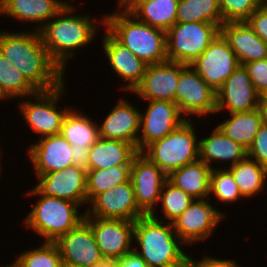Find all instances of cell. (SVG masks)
<instances>
[{
    "mask_svg": "<svg viewBox=\"0 0 267 267\" xmlns=\"http://www.w3.org/2000/svg\"><path fill=\"white\" fill-rule=\"evenodd\" d=\"M31 29L19 32L0 29V53L37 91L52 90L65 81V74L50 58L40 32Z\"/></svg>",
    "mask_w": 267,
    "mask_h": 267,
    "instance_id": "6da1fadb",
    "label": "cell"
},
{
    "mask_svg": "<svg viewBox=\"0 0 267 267\" xmlns=\"http://www.w3.org/2000/svg\"><path fill=\"white\" fill-rule=\"evenodd\" d=\"M76 8L74 5H65L39 30L50 58L64 74L66 65H69V59L71 62V58H74L79 48H86L94 42L98 36L96 34L99 33L98 27L104 25L102 18L97 20V17L94 18L92 15L90 17L86 13L81 15L76 12L75 14Z\"/></svg>",
    "mask_w": 267,
    "mask_h": 267,
    "instance_id": "7a4b0ae2",
    "label": "cell"
},
{
    "mask_svg": "<svg viewBox=\"0 0 267 267\" xmlns=\"http://www.w3.org/2000/svg\"><path fill=\"white\" fill-rule=\"evenodd\" d=\"M156 214L158 211L134 221L133 246L139 248L133 250L147 267H188L190 256L182 250L186 244L175 233L173 224Z\"/></svg>",
    "mask_w": 267,
    "mask_h": 267,
    "instance_id": "3957f363",
    "label": "cell"
},
{
    "mask_svg": "<svg viewBox=\"0 0 267 267\" xmlns=\"http://www.w3.org/2000/svg\"><path fill=\"white\" fill-rule=\"evenodd\" d=\"M117 3L118 11L102 15L103 27L147 65L167 61L166 31L139 21Z\"/></svg>",
    "mask_w": 267,
    "mask_h": 267,
    "instance_id": "277c9868",
    "label": "cell"
},
{
    "mask_svg": "<svg viewBox=\"0 0 267 267\" xmlns=\"http://www.w3.org/2000/svg\"><path fill=\"white\" fill-rule=\"evenodd\" d=\"M25 194L40 198L24 217V227L31 228L44 242H56L85 218V212L81 214L80 205L73 201L41 195L34 187Z\"/></svg>",
    "mask_w": 267,
    "mask_h": 267,
    "instance_id": "5b68a950",
    "label": "cell"
},
{
    "mask_svg": "<svg viewBox=\"0 0 267 267\" xmlns=\"http://www.w3.org/2000/svg\"><path fill=\"white\" fill-rule=\"evenodd\" d=\"M194 126L196 124L187 119L168 135L148 145L141 153L168 176L172 171L199 159L200 139Z\"/></svg>",
    "mask_w": 267,
    "mask_h": 267,
    "instance_id": "8992f818",
    "label": "cell"
},
{
    "mask_svg": "<svg viewBox=\"0 0 267 267\" xmlns=\"http://www.w3.org/2000/svg\"><path fill=\"white\" fill-rule=\"evenodd\" d=\"M65 81L52 90L37 91L35 94L22 98L18 107L26 126L38 139L60 134L62 123L72 107H59L61 98H65ZM30 97V98H29ZM26 99V100H24ZM34 99V100H32ZM36 99V100H35Z\"/></svg>",
    "mask_w": 267,
    "mask_h": 267,
    "instance_id": "52a82bcc",
    "label": "cell"
},
{
    "mask_svg": "<svg viewBox=\"0 0 267 267\" xmlns=\"http://www.w3.org/2000/svg\"><path fill=\"white\" fill-rule=\"evenodd\" d=\"M220 33L217 24L188 22L175 23L166 32L168 61L190 65Z\"/></svg>",
    "mask_w": 267,
    "mask_h": 267,
    "instance_id": "ba28073f",
    "label": "cell"
},
{
    "mask_svg": "<svg viewBox=\"0 0 267 267\" xmlns=\"http://www.w3.org/2000/svg\"><path fill=\"white\" fill-rule=\"evenodd\" d=\"M216 95L191 65L179 63L176 105L186 119L216 114Z\"/></svg>",
    "mask_w": 267,
    "mask_h": 267,
    "instance_id": "9c48e42d",
    "label": "cell"
},
{
    "mask_svg": "<svg viewBox=\"0 0 267 267\" xmlns=\"http://www.w3.org/2000/svg\"><path fill=\"white\" fill-rule=\"evenodd\" d=\"M226 215L222 210L219 211L209 198L194 199L172 224L175 233L186 246H192L210 239Z\"/></svg>",
    "mask_w": 267,
    "mask_h": 267,
    "instance_id": "30bf717a",
    "label": "cell"
},
{
    "mask_svg": "<svg viewBox=\"0 0 267 267\" xmlns=\"http://www.w3.org/2000/svg\"><path fill=\"white\" fill-rule=\"evenodd\" d=\"M190 65L217 92L224 81L241 64L227 40L219 33L207 49Z\"/></svg>",
    "mask_w": 267,
    "mask_h": 267,
    "instance_id": "8fae6325",
    "label": "cell"
},
{
    "mask_svg": "<svg viewBox=\"0 0 267 267\" xmlns=\"http://www.w3.org/2000/svg\"><path fill=\"white\" fill-rule=\"evenodd\" d=\"M145 102H148L146 111L143 110L144 113L140 112L138 152H142L154 141L162 139L187 120L174 102L160 100Z\"/></svg>",
    "mask_w": 267,
    "mask_h": 267,
    "instance_id": "7c38bea8",
    "label": "cell"
},
{
    "mask_svg": "<svg viewBox=\"0 0 267 267\" xmlns=\"http://www.w3.org/2000/svg\"><path fill=\"white\" fill-rule=\"evenodd\" d=\"M88 206L85 217L135 221L145 215L136 204L131 180L96 195Z\"/></svg>",
    "mask_w": 267,
    "mask_h": 267,
    "instance_id": "4fadbf2b",
    "label": "cell"
},
{
    "mask_svg": "<svg viewBox=\"0 0 267 267\" xmlns=\"http://www.w3.org/2000/svg\"><path fill=\"white\" fill-rule=\"evenodd\" d=\"M168 176L139 152L131 163L134 196L139 209L145 214L156 213L160 193Z\"/></svg>",
    "mask_w": 267,
    "mask_h": 267,
    "instance_id": "5bb4252c",
    "label": "cell"
},
{
    "mask_svg": "<svg viewBox=\"0 0 267 267\" xmlns=\"http://www.w3.org/2000/svg\"><path fill=\"white\" fill-rule=\"evenodd\" d=\"M261 95L243 65H240L223 83L216 95V114L249 112L259 108Z\"/></svg>",
    "mask_w": 267,
    "mask_h": 267,
    "instance_id": "9a60e30c",
    "label": "cell"
},
{
    "mask_svg": "<svg viewBox=\"0 0 267 267\" xmlns=\"http://www.w3.org/2000/svg\"><path fill=\"white\" fill-rule=\"evenodd\" d=\"M36 180L34 188L41 195L73 201L81 209L87 204V171L76 165L37 176Z\"/></svg>",
    "mask_w": 267,
    "mask_h": 267,
    "instance_id": "2e32d148",
    "label": "cell"
},
{
    "mask_svg": "<svg viewBox=\"0 0 267 267\" xmlns=\"http://www.w3.org/2000/svg\"><path fill=\"white\" fill-rule=\"evenodd\" d=\"M103 256L121 258L133 251L134 221L85 217Z\"/></svg>",
    "mask_w": 267,
    "mask_h": 267,
    "instance_id": "e0dca14e",
    "label": "cell"
},
{
    "mask_svg": "<svg viewBox=\"0 0 267 267\" xmlns=\"http://www.w3.org/2000/svg\"><path fill=\"white\" fill-rule=\"evenodd\" d=\"M55 243L63 263L93 267L103 256L91 226L85 220L61 236Z\"/></svg>",
    "mask_w": 267,
    "mask_h": 267,
    "instance_id": "ac0fdd59",
    "label": "cell"
},
{
    "mask_svg": "<svg viewBox=\"0 0 267 267\" xmlns=\"http://www.w3.org/2000/svg\"><path fill=\"white\" fill-rule=\"evenodd\" d=\"M105 33L102 39L103 54L108 59L110 69L125 82V85L118 87H122L120 89L123 92L132 93L141 83L148 65L118 42L106 29Z\"/></svg>",
    "mask_w": 267,
    "mask_h": 267,
    "instance_id": "d6986e66",
    "label": "cell"
},
{
    "mask_svg": "<svg viewBox=\"0 0 267 267\" xmlns=\"http://www.w3.org/2000/svg\"><path fill=\"white\" fill-rule=\"evenodd\" d=\"M179 62L165 61L148 65L141 83L131 94L143 101L160 100L176 103Z\"/></svg>",
    "mask_w": 267,
    "mask_h": 267,
    "instance_id": "ffe728a7",
    "label": "cell"
},
{
    "mask_svg": "<svg viewBox=\"0 0 267 267\" xmlns=\"http://www.w3.org/2000/svg\"><path fill=\"white\" fill-rule=\"evenodd\" d=\"M39 140V141H38ZM27 148L35 176L60 171L72 164V145L60 134L43 137Z\"/></svg>",
    "mask_w": 267,
    "mask_h": 267,
    "instance_id": "44dd1931",
    "label": "cell"
},
{
    "mask_svg": "<svg viewBox=\"0 0 267 267\" xmlns=\"http://www.w3.org/2000/svg\"><path fill=\"white\" fill-rule=\"evenodd\" d=\"M139 110L126 98H119L112 110L104 117L101 125L98 124L99 137L121 140L137 148L140 132L141 110Z\"/></svg>",
    "mask_w": 267,
    "mask_h": 267,
    "instance_id": "7402d4cb",
    "label": "cell"
},
{
    "mask_svg": "<svg viewBox=\"0 0 267 267\" xmlns=\"http://www.w3.org/2000/svg\"><path fill=\"white\" fill-rule=\"evenodd\" d=\"M65 5L64 0H0V16L7 15L23 24L36 23L34 30L39 31Z\"/></svg>",
    "mask_w": 267,
    "mask_h": 267,
    "instance_id": "603a6c76",
    "label": "cell"
},
{
    "mask_svg": "<svg viewBox=\"0 0 267 267\" xmlns=\"http://www.w3.org/2000/svg\"><path fill=\"white\" fill-rule=\"evenodd\" d=\"M220 33L235 52L241 65L267 59V43L246 22L223 23Z\"/></svg>",
    "mask_w": 267,
    "mask_h": 267,
    "instance_id": "cb8c5ba5",
    "label": "cell"
},
{
    "mask_svg": "<svg viewBox=\"0 0 267 267\" xmlns=\"http://www.w3.org/2000/svg\"><path fill=\"white\" fill-rule=\"evenodd\" d=\"M246 156L247 150L239 143L226 137L216 126L209 136L200 138L199 159L211 169H215L216 166L213 164L216 165V162L221 165L222 163L229 164L227 167H219L228 168L237 164Z\"/></svg>",
    "mask_w": 267,
    "mask_h": 267,
    "instance_id": "d4e9b609",
    "label": "cell"
},
{
    "mask_svg": "<svg viewBox=\"0 0 267 267\" xmlns=\"http://www.w3.org/2000/svg\"><path fill=\"white\" fill-rule=\"evenodd\" d=\"M139 21L168 31L177 18L179 0H120Z\"/></svg>",
    "mask_w": 267,
    "mask_h": 267,
    "instance_id": "484cf974",
    "label": "cell"
},
{
    "mask_svg": "<svg viewBox=\"0 0 267 267\" xmlns=\"http://www.w3.org/2000/svg\"><path fill=\"white\" fill-rule=\"evenodd\" d=\"M138 153L131 143L99 137L89 149L88 171L112 166H131Z\"/></svg>",
    "mask_w": 267,
    "mask_h": 267,
    "instance_id": "4316f807",
    "label": "cell"
},
{
    "mask_svg": "<svg viewBox=\"0 0 267 267\" xmlns=\"http://www.w3.org/2000/svg\"><path fill=\"white\" fill-rule=\"evenodd\" d=\"M211 168L200 159L172 171L167 180L194 199H206L210 194Z\"/></svg>",
    "mask_w": 267,
    "mask_h": 267,
    "instance_id": "83f0119b",
    "label": "cell"
},
{
    "mask_svg": "<svg viewBox=\"0 0 267 267\" xmlns=\"http://www.w3.org/2000/svg\"><path fill=\"white\" fill-rule=\"evenodd\" d=\"M60 135L74 148L90 149L99 138L98 123L72 107L63 120Z\"/></svg>",
    "mask_w": 267,
    "mask_h": 267,
    "instance_id": "f1b7e54d",
    "label": "cell"
},
{
    "mask_svg": "<svg viewBox=\"0 0 267 267\" xmlns=\"http://www.w3.org/2000/svg\"><path fill=\"white\" fill-rule=\"evenodd\" d=\"M227 119L216 127L226 137L239 143L246 150L250 147L255 138L256 133L259 131L260 126L263 124L262 114L259 108L241 113H230Z\"/></svg>",
    "mask_w": 267,
    "mask_h": 267,
    "instance_id": "f546056e",
    "label": "cell"
},
{
    "mask_svg": "<svg viewBox=\"0 0 267 267\" xmlns=\"http://www.w3.org/2000/svg\"><path fill=\"white\" fill-rule=\"evenodd\" d=\"M238 185L241 195L246 199L262 192L266 193L267 168L258 164L255 160L245 157L237 164L228 168ZM266 191H265V189Z\"/></svg>",
    "mask_w": 267,
    "mask_h": 267,
    "instance_id": "4dcf8cb0",
    "label": "cell"
},
{
    "mask_svg": "<svg viewBox=\"0 0 267 267\" xmlns=\"http://www.w3.org/2000/svg\"><path fill=\"white\" fill-rule=\"evenodd\" d=\"M223 24L219 0H179L176 23Z\"/></svg>",
    "mask_w": 267,
    "mask_h": 267,
    "instance_id": "1f68e13d",
    "label": "cell"
},
{
    "mask_svg": "<svg viewBox=\"0 0 267 267\" xmlns=\"http://www.w3.org/2000/svg\"><path fill=\"white\" fill-rule=\"evenodd\" d=\"M0 91L1 100L22 98L33 95L37 90L22 73L0 53Z\"/></svg>",
    "mask_w": 267,
    "mask_h": 267,
    "instance_id": "d6a6232c",
    "label": "cell"
},
{
    "mask_svg": "<svg viewBox=\"0 0 267 267\" xmlns=\"http://www.w3.org/2000/svg\"><path fill=\"white\" fill-rule=\"evenodd\" d=\"M131 166H112L87 171V205L101 192L130 180Z\"/></svg>",
    "mask_w": 267,
    "mask_h": 267,
    "instance_id": "836d02e7",
    "label": "cell"
},
{
    "mask_svg": "<svg viewBox=\"0 0 267 267\" xmlns=\"http://www.w3.org/2000/svg\"><path fill=\"white\" fill-rule=\"evenodd\" d=\"M214 195L217 202H214V205L219 203H235L241 199H245L238 188V185L234 181L231 171L227 168H215L211 170L210 173V194L209 198Z\"/></svg>",
    "mask_w": 267,
    "mask_h": 267,
    "instance_id": "e575fe53",
    "label": "cell"
},
{
    "mask_svg": "<svg viewBox=\"0 0 267 267\" xmlns=\"http://www.w3.org/2000/svg\"><path fill=\"white\" fill-rule=\"evenodd\" d=\"M193 200L194 198L188 193L176 188L167 180L163 184L158 203L162 208L160 212L164 216L162 221L172 223L189 207Z\"/></svg>",
    "mask_w": 267,
    "mask_h": 267,
    "instance_id": "d590c367",
    "label": "cell"
},
{
    "mask_svg": "<svg viewBox=\"0 0 267 267\" xmlns=\"http://www.w3.org/2000/svg\"><path fill=\"white\" fill-rule=\"evenodd\" d=\"M22 267H61L62 259L55 242H42L33 249L24 250L15 258Z\"/></svg>",
    "mask_w": 267,
    "mask_h": 267,
    "instance_id": "8d00e7d4",
    "label": "cell"
},
{
    "mask_svg": "<svg viewBox=\"0 0 267 267\" xmlns=\"http://www.w3.org/2000/svg\"><path fill=\"white\" fill-rule=\"evenodd\" d=\"M262 5V0H219L223 23L245 22Z\"/></svg>",
    "mask_w": 267,
    "mask_h": 267,
    "instance_id": "74e56055",
    "label": "cell"
},
{
    "mask_svg": "<svg viewBox=\"0 0 267 267\" xmlns=\"http://www.w3.org/2000/svg\"><path fill=\"white\" fill-rule=\"evenodd\" d=\"M247 157L267 168V124H262L252 144L247 149Z\"/></svg>",
    "mask_w": 267,
    "mask_h": 267,
    "instance_id": "f35d334b",
    "label": "cell"
},
{
    "mask_svg": "<svg viewBox=\"0 0 267 267\" xmlns=\"http://www.w3.org/2000/svg\"><path fill=\"white\" fill-rule=\"evenodd\" d=\"M255 87L261 95L267 89V59L251 61L243 64Z\"/></svg>",
    "mask_w": 267,
    "mask_h": 267,
    "instance_id": "ab89813d",
    "label": "cell"
},
{
    "mask_svg": "<svg viewBox=\"0 0 267 267\" xmlns=\"http://www.w3.org/2000/svg\"><path fill=\"white\" fill-rule=\"evenodd\" d=\"M249 27L267 43V8L261 5L245 21Z\"/></svg>",
    "mask_w": 267,
    "mask_h": 267,
    "instance_id": "60d3db41",
    "label": "cell"
},
{
    "mask_svg": "<svg viewBox=\"0 0 267 267\" xmlns=\"http://www.w3.org/2000/svg\"><path fill=\"white\" fill-rule=\"evenodd\" d=\"M188 267H241V265L235 259H221L215 258L213 255H205L199 260L190 256Z\"/></svg>",
    "mask_w": 267,
    "mask_h": 267,
    "instance_id": "b9f144b4",
    "label": "cell"
},
{
    "mask_svg": "<svg viewBox=\"0 0 267 267\" xmlns=\"http://www.w3.org/2000/svg\"><path fill=\"white\" fill-rule=\"evenodd\" d=\"M118 267H147L145 261L133 250L119 258Z\"/></svg>",
    "mask_w": 267,
    "mask_h": 267,
    "instance_id": "7bdbcfd3",
    "label": "cell"
},
{
    "mask_svg": "<svg viewBox=\"0 0 267 267\" xmlns=\"http://www.w3.org/2000/svg\"><path fill=\"white\" fill-rule=\"evenodd\" d=\"M89 149L72 147V164L88 171Z\"/></svg>",
    "mask_w": 267,
    "mask_h": 267,
    "instance_id": "ee69618b",
    "label": "cell"
},
{
    "mask_svg": "<svg viewBox=\"0 0 267 267\" xmlns=\"http://www.w3.org/2000/svg\"><path fill=\"white\" fill-rule=\"evenodd\" d=\"M118 261L114 256H102L93 267H118Z\"/></svg>",
    "mask_w": 267,
    "mask_h": 267,
    "instance_id": "f6af8a7d",
    "label": "cell"
},
{
    "mask_svg": "<svg viewBox=\"0 0 267 267\" xmlns=\"http://www.w3.org/2000/svg\"><path fill=\"white\" fill-rule=\"evenodd\" d=\"M259 109L262 114L263 123L267 124V102H259Z\"/></svg>",
    "mask_w": 267,
    "mask_h": 267,
    "instance_id": "bcb514c9",
    "label": "cell"
},
{
    "mask_svg": "<svg viewBox=\"0 0 267 267\" xmlns=\"http://www.w3.org/2000/svg\"><path fill=\"white\" fill-rule=\"evenodd\" d=\"M0 267H22L19 263H18V261L15 259V261L13 260V263L12 262H10V264H7L6 266L4 265V266H0Z\"/></svg>",
    "mask_w": 267,
    "mask_h": 267,
    "instance_id": "7dc6e473",
    "label": "cell"
},
{
    "mask_svg": "<svg viewBox=\"0 0 267 267\" xmlns=\"http://www.w3.org/2000/svg\"><path fill=\"white\" fill-rule=\"evenodd\" d=\"M260 102H267V89L261 94Z\"/></svg>",
    "mask_w": 267,
    "mask_h": 267,
    "instance_id": "c3c4849f",
    "label": "cell"
},
{
    "mask_svg": "<svg viewBox=\"0 0 267 267\" xmlns=\"http://www.w3.org/2000/svg\"><path fill=\"white\" fill-rule=\"evenodd\" d=\"M61 267H81V266L73 265V264H67V263H62Z\"/></svg>",
    "mask_w": 267,
    "mask_h": 267,
    "instance_id": "681fc988",
    "label": "cell"
},
{
    "mask_svg": "<svg viewBox=\"0 0 267 267\" xmlns=\"http://www.w3.org/2000/svg\"><path fill=\"white\" fill-rule=\"evenodd\" d=\"M0 148H1V146H0ZM1 152H2V151H1V149H0V154H1V155H0V174H1V172H2V171H1L2 169H1V168H2V163H3V162H1V159H2L1 157H3V156H2L3 153H1Z\"/></svg>",
    "mask_w": 267,
    "mask_h": 267,
    "instance_id": "f907efd6",
    "label": "cell"
},
{
    "mask_svg": "<svg viewBox=\"0 0 267 267\" xmlns=\"http://www.w3.org/2000/svg\"><path fill=\"white\" fill-rule=\"evenodd\" d=\"M262 5L267 8V0H262Z\"/></svg>",
    "mask_w": 267,
    "mask_h": 267,
    "instance_id": "816d5d0a",
    "label": "cell"
},
{
    "mask_svg": "<svg viewBox=\"0 0 267 267\" xmlns=\"http://www.w3.org/2000/svg\"><path fill=\"white\" fill-rule=\"evenodd\" d=\"M74 1V0H73ZM73 1L71 0V1H67V5H74V3H73ZM72 2V3H71Z\"/></svg>",
    "mask_w": 267,
    "mask_h": 267,
    "instance_id": "f5cc1de1",
    "label": "cell"
}]
</instances>
